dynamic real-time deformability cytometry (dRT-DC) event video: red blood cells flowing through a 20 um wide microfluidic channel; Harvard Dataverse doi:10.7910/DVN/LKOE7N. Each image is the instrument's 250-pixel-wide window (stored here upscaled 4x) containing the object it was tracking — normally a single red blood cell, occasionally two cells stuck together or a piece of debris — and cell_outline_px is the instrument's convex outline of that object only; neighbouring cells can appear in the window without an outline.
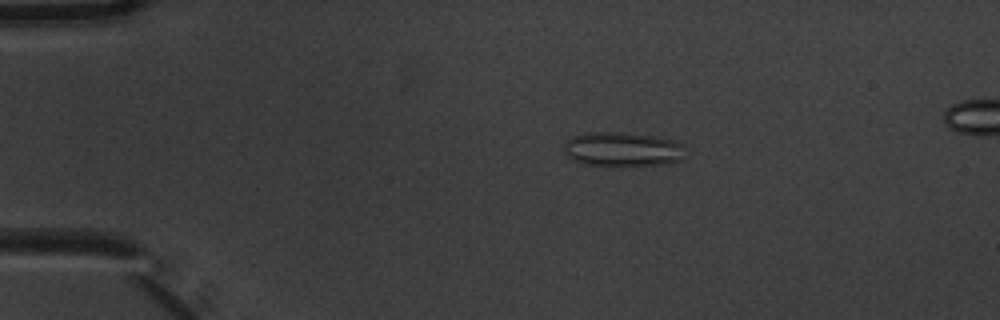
{"species": "common noctule bat (a hibernating species)", "species_latin": "Nyctalus noctula", "temperature_condition": "warm", "stored_images_in_passage": 5, "camera_frame_rate_fps": 3000, "um_per_image_px": 0.085, "animal": {"sex": "male", "body_mass_g": 20.1, "forearm_length_mm": 53.5}, "frame": {"image": 1, "passage_image": 3, "time_ms": 0.667, "image_size_px": [1000, 320], "cell_outline_px": [[688, 148], [680, 160], [656, 164], [620, 168], [616, 168], [584, 164], [572, 160], [564, 152], [564, 144], [572, 136], [584, 132], [620, 132], [652, 136], [672, 140], [684, 144]], "centroid_in_image_um": [52.89, 12.71], "position_along_channel_um": 32.1, "area_um2": 24.97}}